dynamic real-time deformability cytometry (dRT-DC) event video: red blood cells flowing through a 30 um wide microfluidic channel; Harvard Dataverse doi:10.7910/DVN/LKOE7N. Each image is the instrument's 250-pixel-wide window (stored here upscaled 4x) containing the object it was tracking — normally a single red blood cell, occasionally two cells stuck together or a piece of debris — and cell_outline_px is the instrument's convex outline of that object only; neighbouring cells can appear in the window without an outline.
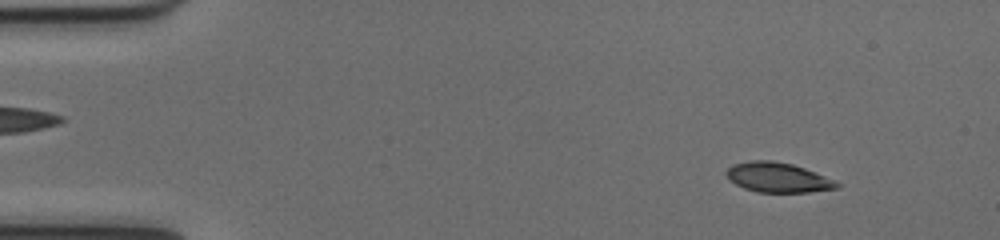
{"species": "common noctule bat (a hibernating species)", "species_latin": "Nyctalus noctula", "temperature_condition": "cold", "stored_images_in_passage": 49, "camera_frame_rate_fps": 3000, "um_per_image_px": 0.085, "animal": {"sex": "female", "body_mass_g": 17.0, "forearm_length_mm": 48.0}, "frame": {"image": 1, "passage_image": 3, "time_ms": 0.667, "image_size_px": [1000, 240], "cell_outline_px": [[840, 188], [808, 192], [756, 192], [744, 188], [728, 180], [724, 172], [732, 164], [752, 160], [772, 160], [792, 164], [804, 168], [836, 180], [840, 184]], "centroid_in_image_um": [66.1, 15.08], "position_along_channel_um": 18.9, "area_um2": 19.36}}
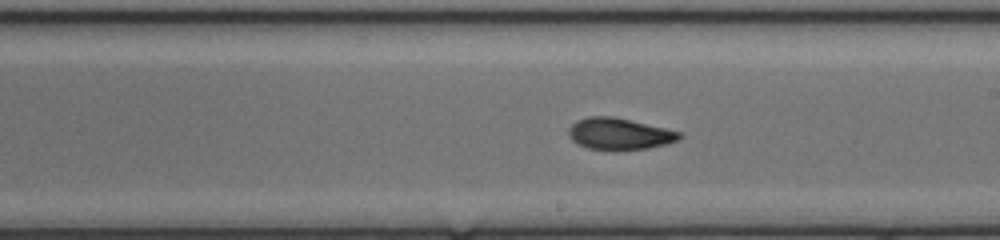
{"frame": {"image": 2, "passage_image": 27, "time_ms": 8.667, "image_size_px": [1000, 240], "cell_outline_px": [[684, 136], [668, 144], [648, 148], [612, 152], [588, 148], [572, 140], [568, 136], [568, 128], [576, 120], [588, 116], [612, 116], [664, 128], [680, 132]], "centroid_in_image_um": [52.61, 11.4], "position_along_channel_um": 236.4, "area_um2": 20.69}}
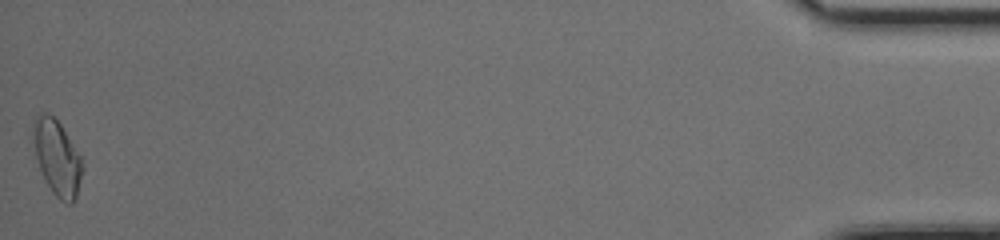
{"frame": {"image": 3, "passage_image": 49, "time_ms": 16.0, "image_size_px": [1000, 240], "cell_outline_px": [[84, 168], [76, 196], [72, 204], [68, 204], [60, 200], [52, 192], [40, 168], [36, 156], [32, 136], [32, 128], [36, 112], [48, 112], [60, 124], [80, 156], [84, 164]], "centroid_in_image_um": [4.85, 13.37], "position_along_channel_um": 430.4, "area_um2": 21.44}, "authors_computed_cell_mechanics": {"area_um2": 20.0566, "velocity_mm_per_s": 4.0129, "shape_relaxation_time_tau1_ms": 5.8955, "shape_relaxation_time_tau2_ms": 2.6587, "deformation_change_tau1": 0.1795, "deformation_change_tau2": 0.0712}}